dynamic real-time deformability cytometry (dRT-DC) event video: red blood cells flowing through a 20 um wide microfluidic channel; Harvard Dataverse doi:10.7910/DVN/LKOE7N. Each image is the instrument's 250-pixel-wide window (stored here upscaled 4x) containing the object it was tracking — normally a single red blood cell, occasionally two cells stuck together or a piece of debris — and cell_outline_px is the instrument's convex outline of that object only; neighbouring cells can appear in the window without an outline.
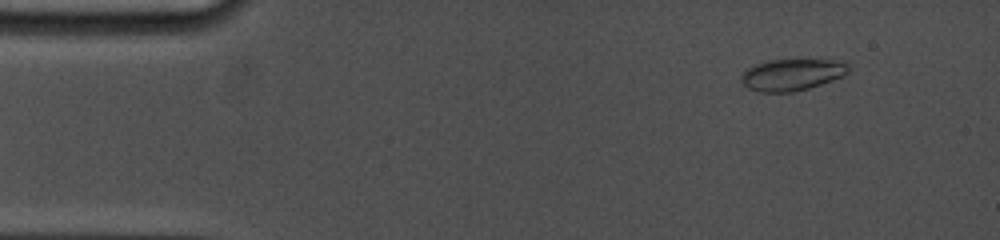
{"species": "common noctule bat (a hibernating species)", "species_latin": "Nyctalus noctula", "temperature_condition": "cold", "stored_images_in_passage": 39, "camera_frame_rate_fps": 5000, "um_per_image_px": 0.085, "animal": {"sex": "female", "body_mass_g": 19.0, "forearm_length_mm": 53.3}, "frame": {"image": 1, "passage_image": 4, "time_ms": 1.2, "image_size_px": [1000, 240], "cell_outline_px": [[848, 72], [844, 76], [808, 88], [792, 92], [760, 92], [748, 88], [744, 84], [744, 72], [748, 68], [756, 64], [768, 60], [832, 60], [848, 64]], "centroid_in_image_um": [67.34, 6.35], "position_along_channel_um": 17.7, "area_um2": 19.31}}
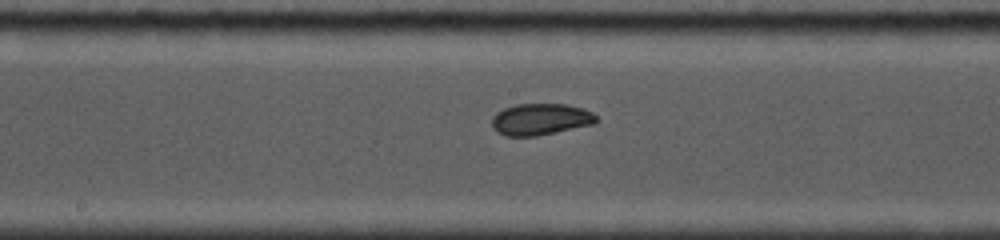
{"frame": {"image": 2, "passage_image": 21, "time_ms": 8.4, "image_size_px": [1000, 240], "cell_outline_px": [[600, 120], [596, 124], [536, 136], [504, 136], [496, 132], [492, 128], [492, 116], [496, 112], [504, 108], [516, 104], [568, 104], [592, 112]], "centroid_in_image_um": [45.94, 10.15], "position_along_channel_um": 202.3, "area_um2": 19.48}}
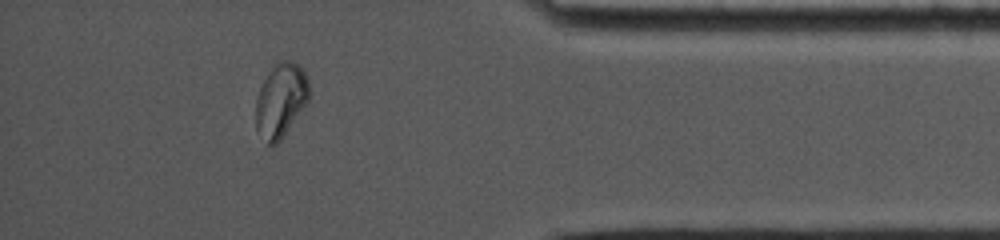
{"frame": {"image": 3, "passage_image": 35, "time_ms": 14.4, "image_size_px": [1000, 240], "cell_outline_px": [[308, 100], [280, 140], [276, 144], [268, 144], [256, 132], [256, 96], [268, 72], [280, 60], [288, 60], [296, 64], [304, 72], [308, 80]], "centroid_in_image_um": [23.83, 8.53], "position_along_channel_um": 411.4, "area_um2": 22.48}, "authors_computed_cell_mechanics": {"area_um2": 19.8832, "velocity_mm_per_s": 3.7658, "shape_relaxation_time_tau1_ms": null, "shape_relaxation_time_tau2_ms": 1.1944, "deformation_change_tau1": null, "deformation_change_tau2": 0.0299}}